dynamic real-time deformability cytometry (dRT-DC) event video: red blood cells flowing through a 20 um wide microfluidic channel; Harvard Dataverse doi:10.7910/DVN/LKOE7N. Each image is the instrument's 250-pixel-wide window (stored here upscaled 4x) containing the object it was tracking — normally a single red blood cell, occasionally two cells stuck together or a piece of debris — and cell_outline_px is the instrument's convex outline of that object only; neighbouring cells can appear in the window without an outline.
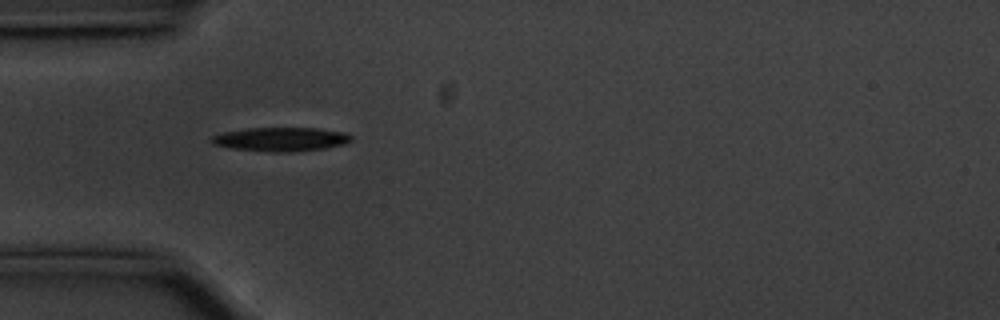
{"species": "common noctule bat (a hibernating species)", "species_latin": "Nyctalus noctula", "temperature_condition": "cold", "stored_images_in_passage": 40, "camera_frame_rate_fps": 3000, "um_per_image_px": 0.085, "animal": {"sex": "male", "body_mass_g": 20.1, "forearm_length_mm": 53.5}, "frame": {"image": 1, "passage_image": 1, "time_ms": 0.0, "image_size_px": [1000, 320], "cell_outline_px": [[352, 140], [344, 144], [324, 148], [292, 152], [272, 152], [232, 148], [212, 144], [208, 140], [212, 136], [224, 132], [248, 128], [316, 128], [344, 132], [352, 136]], "centroid_in_image_um": [23.85, 11.84], "position_along_channel_um": 61.1, "area_um2": 19.42}}
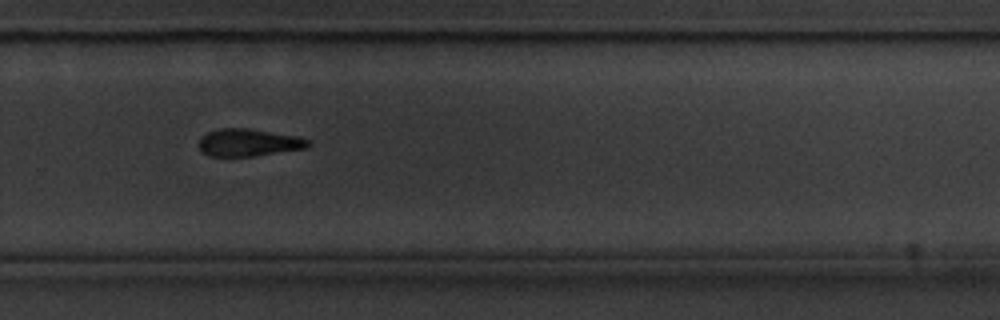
{"frame": {"image": 2, "passage_image": 22, "time_ms": 7.0, "image_size_px": [1000, 320], "cell_outline_px": [[312, 144], [304, 148], [256, 156], [208, 156], [200, 148], [200, 136], [208, 132], [220, 128], [248, 128], [296, 136], [308, 140]], "centroid_in_image_um": [21.11, 12.11], "position_along_channel_um": 308.7, "area_um2": 17.28}}
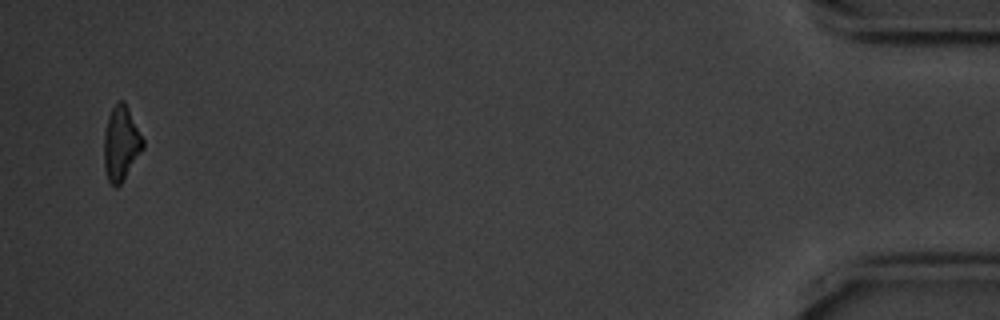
{"frame": {"image": 3, "passage_image": 39, "time_ms": 12.667, "image_size_px": [1000, 320], "cell_outline_px": [[144, 148], [120, 184], [116, 188], [108, 180], [104, 168], [104, 132], [108, 116], [116, 100], [124, 100], [144, 140]], "centroid_in_image_um": [10.28, 12.16], "position_along_channel_um": 424.9, "area_um2": 16.88}, "authors_computed_cell_mechanics": {"area_um2": 18.0625, "velocity_mm_per_s": 3.5593, "shape_relaxation_time_tau1_ms": 2.8457, "shape_relaxation_time_tau2_ms": null, "deformation_change_tau1": 0.1053, "deformation_change_tau2": null}}